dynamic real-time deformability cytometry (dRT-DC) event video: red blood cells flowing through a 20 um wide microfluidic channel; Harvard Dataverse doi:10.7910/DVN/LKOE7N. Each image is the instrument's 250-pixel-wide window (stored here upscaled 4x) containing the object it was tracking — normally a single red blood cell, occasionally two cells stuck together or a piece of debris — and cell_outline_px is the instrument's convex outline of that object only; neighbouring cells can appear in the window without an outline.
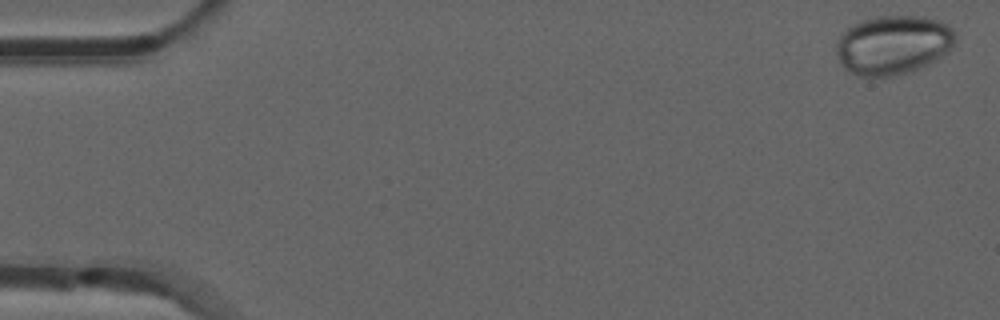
{"species": "common noctule bat (a hibernating species)", "species_latin": "Nyctalus noctula", "temperature_condition": "room temperature", "stored_images_in_passage": 53, "camera_frame_rate_fps": 3000, "um_per_image_px": 0.085, "animal": {"sex": "male", "forearm_length_mm": 52.5}, "frame": {"image": 1, "passage_image": 2, "time_ms": 0.333, "image_size_px": [1000, 320], "cell_outline_px": [[956, 40], [952, 48], [948, 52], [928, 64], [920, 68], [908, 72], [892, 76], [868, 80], [848, 72], [840, 64], [836, 52], [836, 44], [840, 36], [852, 24], [864, 20], [880, 16], [920, 16], [940, 20], [952, 28], [956, 32]], "centroid_in_image_um": [75.9, 3.85], "position_along_channel_um": 9.1, "area_um2": 41.73}}
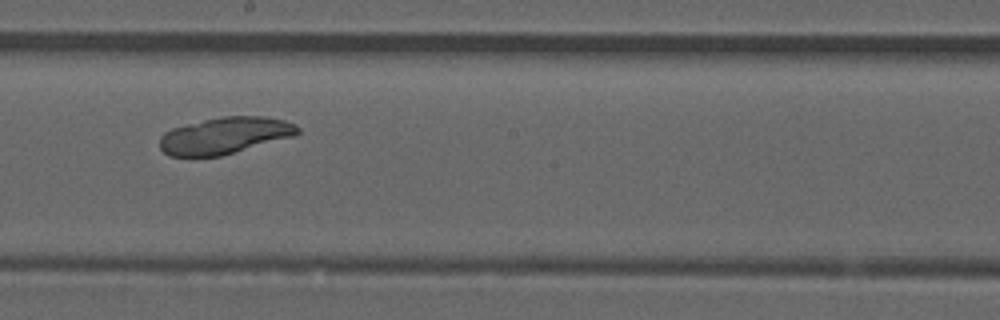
{"frame": {"image": 2, "passage_image": 30, "time_ms": 9.667, "image_size_px": [1000, 320], "cell_outline_px": [[300, 132], [296, 136], [220, 156], [168, 156], [160, 148], [160, 136], [164, 132], [172, 128], [220, 116], [264, 116], [284, 120], [300, 128]], "centroid_in_image_um": [19.12, 11.52], "position_along_channel_um": 229.1, "area_um2": 29.48}}
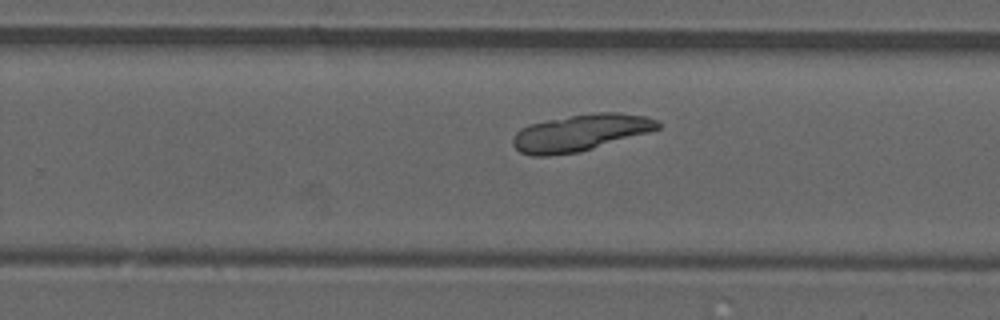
{"frame": {"image": 3, "passage_image": 34, "time_ms": 11.0, "image_size_px": [1000, 320], "cell_outline_px": [[660, 128], [648, 132], [580, 152], [548, 156], [532, 156], [520, 152], [512, 144], [512, 140], [516, 132], [520, 128], [528, 124], [548, 120], [592, 112], [620, 112], [644, 116], [660, 120]], "centroid_in_image_um": [49.32, 11.28], "position_along_channel_um": 280.5, "area_um2": 31.04}}